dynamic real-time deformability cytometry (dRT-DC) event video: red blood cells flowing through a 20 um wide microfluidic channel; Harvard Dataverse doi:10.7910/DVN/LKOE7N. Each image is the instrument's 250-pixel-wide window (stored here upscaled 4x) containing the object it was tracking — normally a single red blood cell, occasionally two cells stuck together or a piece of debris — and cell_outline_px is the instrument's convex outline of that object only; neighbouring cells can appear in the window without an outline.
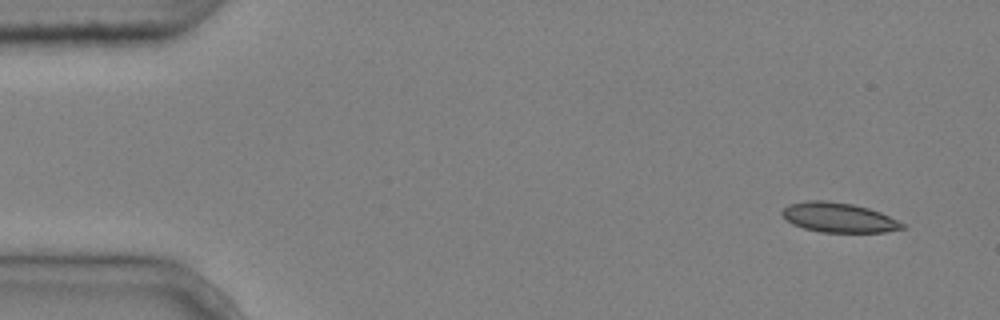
{"species": "common noctule bat (a hibernating species)", "species_latin": "Nyctalus noctula", "temperature_condition": "cold", "stored_images_in_passage": 5, "segment_of_instrument_passage": [2, 2], "camera_frame_rate_fps": 3000, "um_per_image_px": 0.085, "animal": {"sex": "male", "body_mass_g": 20.4}, "frame": {"image": 1, "passage_image": 5, "time_ms": 1.333, "image_size_px": [1000, 320], "cell_outline_px": [[908, 228], [884, 232], [820, 232], [804, 228], [792, 224], [780, 212], [788, 204], [808, 200], [824, 200], [852, 204], [868, 208], [880, 212], [904, 224]], "centroid_in_image_um": [71.28, 18.49], "position_along_channel_um": 13.7, "area_um2": 20.69}}